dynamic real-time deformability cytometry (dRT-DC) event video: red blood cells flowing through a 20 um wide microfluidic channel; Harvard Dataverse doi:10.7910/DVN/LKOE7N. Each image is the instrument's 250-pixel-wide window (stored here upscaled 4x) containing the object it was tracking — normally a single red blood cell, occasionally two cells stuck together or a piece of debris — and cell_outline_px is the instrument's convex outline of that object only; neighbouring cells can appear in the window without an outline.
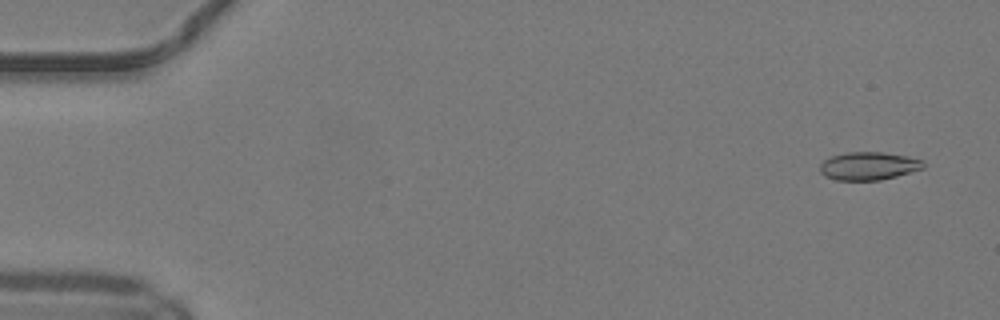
{"species": "common noctule bat (a hibernating species)", "species_latin": "Nyctalus noctula", "temperature_condition": "warm", "stored_images_in_passage": 50, "camera_frame_rate_fps": 3000, "um_per_image_px": 0.085, "animal": {"sex": "male", "body_mass_g": 19.2, "forearm_length_mm": 51.8}, "frame": {"image": 1, "passage_image": 3, "time_ms": 0.667, "image_size_px": [1000, 320], "cell_outline_px": [[924, 168], [896, 176], [880, 180], [836, 180], [824, 176], [820, 172], [820, 164], [824, 160], [832, 156], [844, 152], [884, 152], [908, 156], [924, 160]], "centroid_in_image_um": [73.83, 14.1], "position_along_channel_um": 11.2, "area_um2": 16.99}}
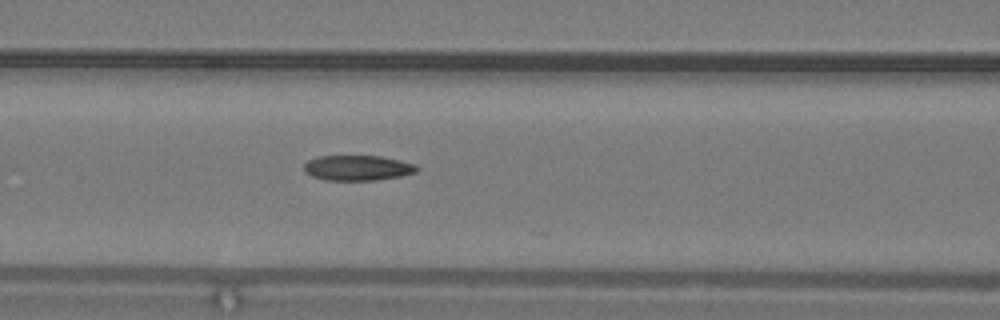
{"frame": {"image": 2, "passage_image": 22, "time_ms": 7.0, "image_size_px": [1000, 320], "cell_outline_px": [[420, 168], [416, 172], [400, 176], [376, 180], [324, 180], [312, 176], [304, 172], [304, 164], [308, 160], [316, 156], [380, 156], [400, 160], [416, 164]], "centroid_in_image_um": [30.39, 14.27], "position_along_channel_um": 136.2, "area_um2": 16.7}}
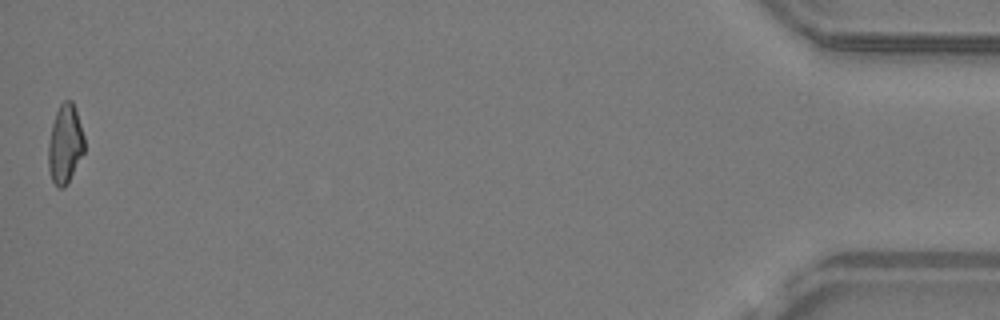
{"frame": {"image": 3, "passage_image": 50, "time_ms": 16.333, "image_size_px": [1000, 320], "cell_outline_px": [[84, 152], [68, 184], [64, 188], [60, 188], [52, 180], [48, 168], [48, 144], [52, 124], [56, 112], [60, 104], [64, 100], [72, 100], [84, 136]], "centroid_in_image_um": [5.53, 12.27], "position_along_channel_um": 429.7, "area_um2": 16.53}, "authors_computed_cell_mechanics": {"area_um2": 16.9932, "velocity_mm_per_s": 4.172, "shape_relaxation_time_tau1_ms": null, "shape_relaxation_time_tau2_ms": 3.5578, "deformation_change_tau1": null, "deformation_change_tau2": 0.1128}}